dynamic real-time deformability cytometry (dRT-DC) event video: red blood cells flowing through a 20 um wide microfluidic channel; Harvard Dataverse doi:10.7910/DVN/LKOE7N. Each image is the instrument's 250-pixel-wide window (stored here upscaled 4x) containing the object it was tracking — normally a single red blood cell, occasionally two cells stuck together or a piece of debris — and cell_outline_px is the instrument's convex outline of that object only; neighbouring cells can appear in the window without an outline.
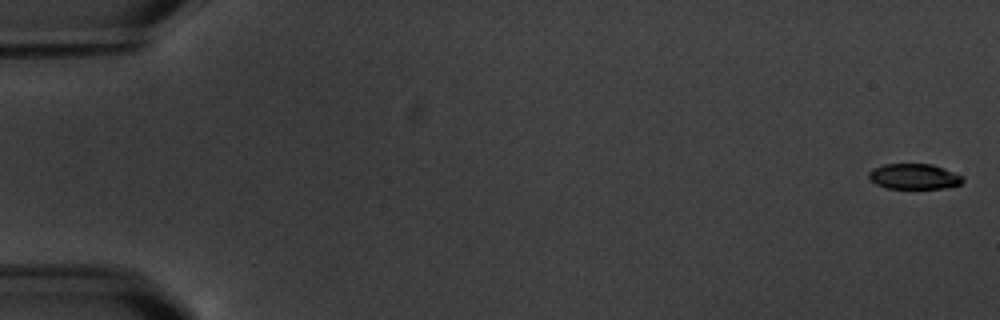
{"species": "common noctule bat (a hibernating species)", "species_latin": "Nyctalus noctula", "temperature_condition": "warm", "stored_images_in_passage": 6, "camera_frame_rate_fps": 3000, "um_per_image_px": 0.085, "animal": {"sex": "male", "body_mass_g": 20.1, "forearm_length_mm": 53.5}, "frame": {"image": 1, "passage_image": 1, "time_ms": 0.0, "image_size_px": [1000, 320], "cell_outline_px": [[964, 180], [960, 184], [944, 188], [888, 188], [876, 184], [868, 176], [868, 172], [872, 168], [884, 164], [932, 164], [944, 168], [964, 176]], "centroid_in_image_um": [77.71, 14.99], "position_along_channel_um": 7.3, "area_um2": 13.93}}
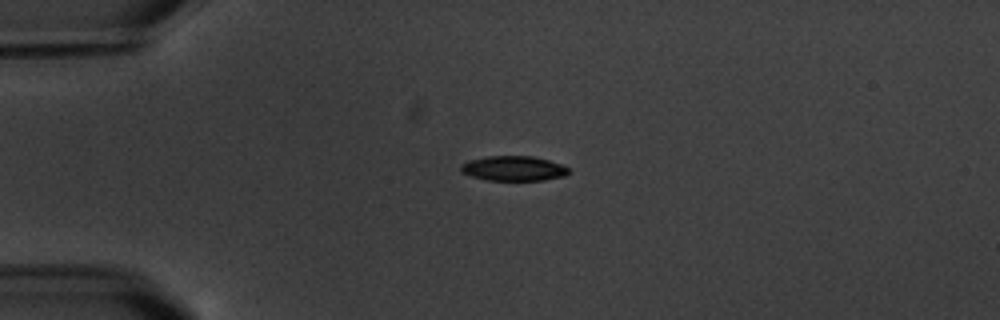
{"frame": {"image": 2, "passage_image": 5, "time_ms": 4.667, "image_size_px": [1000, 320], "cell_outline_px": [[568, 172], [564, 176], [544, 180], [488, 180], [472, 176], [460, 172], [460, 164], [468, 160], [488, 156], [532, 156], [548, 160], [560, 164], [568, 168]], "centroid_in_image_um": [43.6, 14.31], "position_along_channel_um": 41.4, "area_um2": 15.55}}